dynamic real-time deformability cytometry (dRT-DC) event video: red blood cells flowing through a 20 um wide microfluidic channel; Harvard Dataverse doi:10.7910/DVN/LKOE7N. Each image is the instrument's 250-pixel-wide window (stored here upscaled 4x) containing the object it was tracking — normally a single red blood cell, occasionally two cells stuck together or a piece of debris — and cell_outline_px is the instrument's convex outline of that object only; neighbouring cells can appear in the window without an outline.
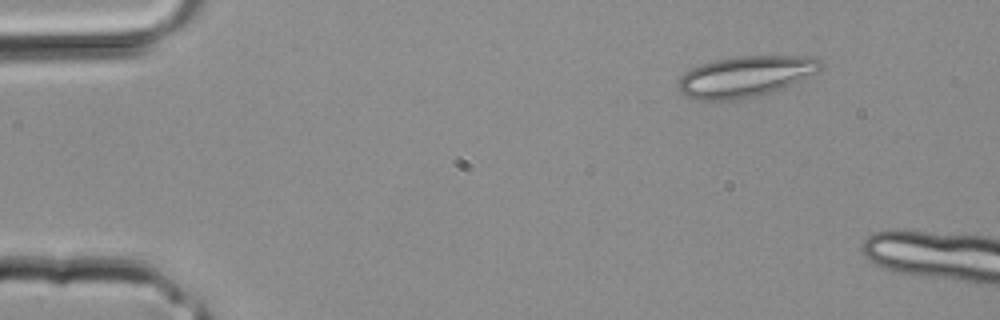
{"species": "common noctule bat (a hibernating species)", "species_latin": "Nyctalus noctula", "temperature_condition": "room temperature", "stored_images_in_passage": 2, "camera_frame_rate_fps": 3000, "um_per_image_px": 0.085, "animal": {"sex": "male", "body_mass_g": 20.4}, "frame": {"image": 1, "passage_image": 1, "time_ms": 0.0, "image_size_px": [1000, 320], "cell_outline_px": [[824, 68], [820, 72], [792, 84], [760, 96], [736, 104], [728, 104], [700, 100], [688, 96], [680, 92], [676, 84], [680, 76], [692, 68], [700, 64], [716, 60], [736, 56], [812, 56], [820, 60], [824, 64]], "centroid_in_image_um": [63.37, 6.55], "position_along_channel_um": 21.6, "area_um2": 35.26}}